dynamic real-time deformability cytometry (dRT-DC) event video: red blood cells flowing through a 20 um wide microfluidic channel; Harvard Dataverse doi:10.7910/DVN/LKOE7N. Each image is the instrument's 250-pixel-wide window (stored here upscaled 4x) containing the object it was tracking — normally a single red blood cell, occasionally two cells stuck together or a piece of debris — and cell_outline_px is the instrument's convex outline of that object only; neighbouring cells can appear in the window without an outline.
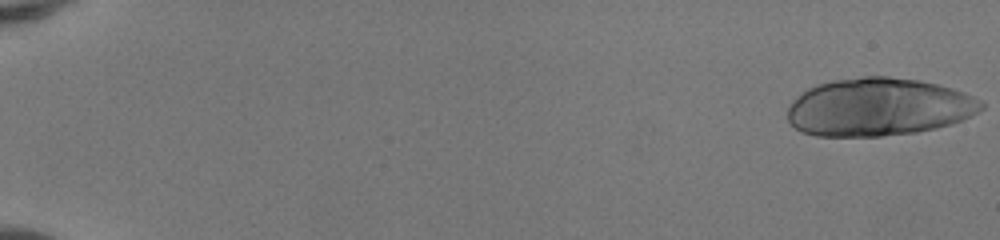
{"species": "human", "species_latin": "Homo sapiens", "temperature_condition": "room temperature", "stored_images_in_passage": 50, "camera_frame_rate_fps": 3000, "um_per_image_px": 0.085, "donor": {"sex": "female"}, "frame": {"image": 1, "passage_image": 1, "time_ms": 0.0, "image_size_px": [1000, 240], "cell_outline_px": [[984, 108], [960, 120], [936, 128], [916, 132], [880, 136], [816, 136], [800, 132], [788, 120], [788, 108], [792, 100], [796, 96], [808, 88], [816, 84], [832, 80], [864, 76], [888, 76], [916, 80], [936, 84], [952, 88], [964, 92], [980, 100], [984, 104]], "centroid_in_image_um": [74.63, 9.09], "position_along_channel_um": 10.4, "area_um2": 65.31}}
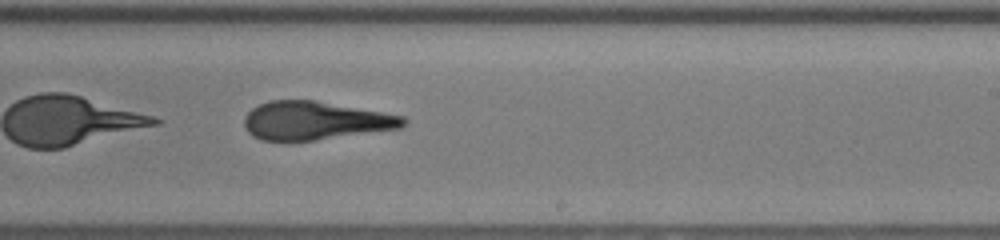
{"frame": {"image": 2, "passage_image": 34, "time_ms": 11.0, "image_size_px": [1000, 240], "cell_outline_px": [[408, 124], [400, 128], [288, 144], [260, 140], [252, 136], [248, 132], [244, 124], [244, 116], [252, 108], [268, 100], [316, 100], [404, 116], [408, 120]], "centroid_in_image_um": [26.74, 10.29], "position_along_channel_um": 262.3, "area_um2": 36.36}}
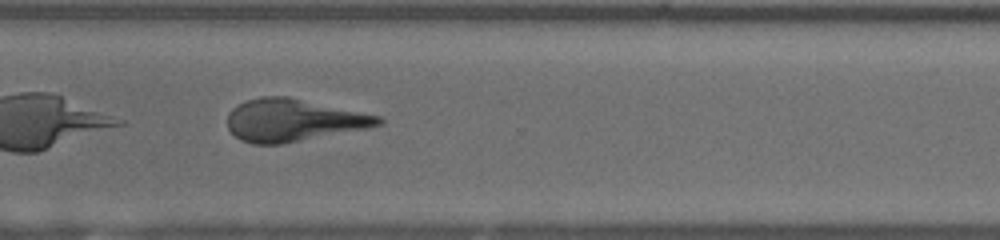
{"frame": {"image": 3, "passage_image": 40, "time_ms": 13.0, "image_size_px": [1000, 240], "cell_outline_px": [[384, 124], [372, 128], [284, 144], [252, 144], [240, 140], [228, 128], [228, 112], [236, 104], [244, 100], [260, 96], [288, 96], [380, 116], [384, 120]], "centroid_in_image_um": [24.95, 10.22], "position_along_channel_um": 345.7, "area_um2": 37.86}, "authors_computed_cell_mechanics": {"area_um2": 40.2288, "velocity_mm_per_s": 4.1759, "shape_relaxation_time_tau1_ms": null, "shape_relaxation_time_tau2_ms": 2.3067, "deformation_change_tau1": null, "deformation_change_tau2": 0.116}}